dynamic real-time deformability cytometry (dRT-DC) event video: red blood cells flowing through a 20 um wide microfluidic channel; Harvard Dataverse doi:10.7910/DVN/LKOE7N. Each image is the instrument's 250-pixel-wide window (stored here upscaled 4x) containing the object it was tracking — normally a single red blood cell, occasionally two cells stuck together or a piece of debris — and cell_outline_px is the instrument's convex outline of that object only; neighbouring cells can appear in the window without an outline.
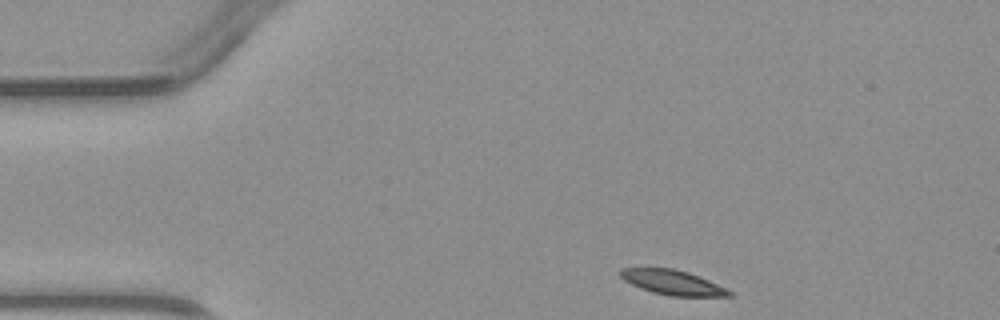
{"species": "common noctule bat (a hibernating species)", "species_latin": "Nyctalus noctula", "temperature_condition": "warm", "stored_images_in_passage": 3, "camera_frame_rate_fps": 3000, "um_per_image_px": 0.085, "animal": {"sex": "male", "body_mass_g": 23.1, "forearm_length_mm": 52.7}, "frame": {"image": 1, "passage_image": 1, "time_ms": 0.0, "image_size_px": [1000, 320], "cell_outline_px": [[736, 292], [732, 296], [668, 296], [652, 292], [640, 288], [624, 280], [620, 276], [620, 268], [672, 268], [688, 272], [700, 276], [728, 288]], "centroid_in_image_um": [57.24, 24.01], "position_along_channel_um": 27.8, "area_um2": 15.9}}